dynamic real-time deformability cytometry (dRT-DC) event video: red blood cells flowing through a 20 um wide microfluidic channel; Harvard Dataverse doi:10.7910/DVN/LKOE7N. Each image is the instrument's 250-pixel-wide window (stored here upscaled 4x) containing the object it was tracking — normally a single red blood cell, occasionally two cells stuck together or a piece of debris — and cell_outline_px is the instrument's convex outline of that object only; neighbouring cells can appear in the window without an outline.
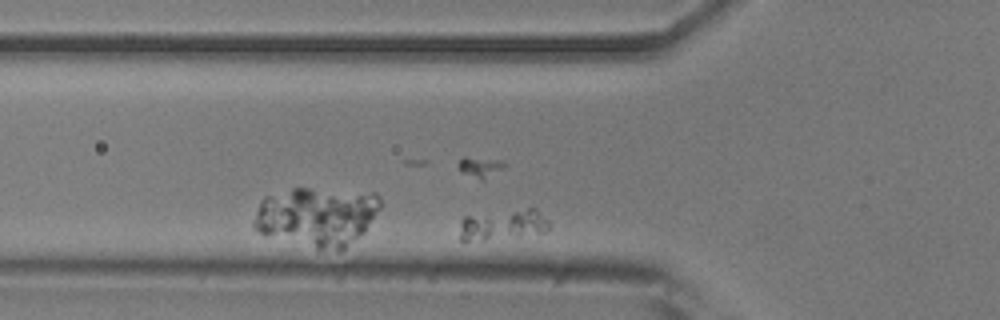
{"species": "common noctule bat (a hibernating species)", "species_latin": "Nyctalus noctula", "temperature_condition": "room temperature", "stored_images_in_passage": 33, "camera_frame_rate_fps": 3000, "um_per_image_px": 0.085, "animal": {"sex": "male", "body_mass_g": 20.5, "forearm_length_mm": 52.5}, "frame": {"image": 1, "passage_image": 3, "time_ms": 0.667, "image_size_px": [1000, 320], "cell_outline_px": [[548, 228], [544, 232], [464, 244], [460, 240], [460, 220], [464, 216], [528, 208], [536, 208], [548, 220]], "centroid_in_image_um": [42.66, 19.13], "position_along_channel_um": 83.1, "area_um2": 16.3}}
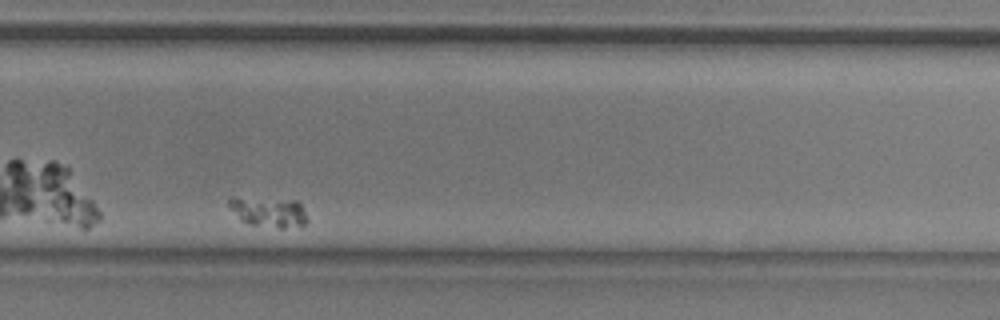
{"frame": {"image": 2, "passage_image": 25, "time_ms": 8.0, "image_size_px": [1000, 320], "cell_outline_px": [[308, 220], [304, 224], [284, 228], [280, 228], [252, 224], [240, 220], [228, 208], [228, 196], [236, 196], [296, 200], [300, 204]], "centroid_in_image_um": [22.75, 17.97], "position_along_channel_um": 307.0, "area_um2": 13.93}}
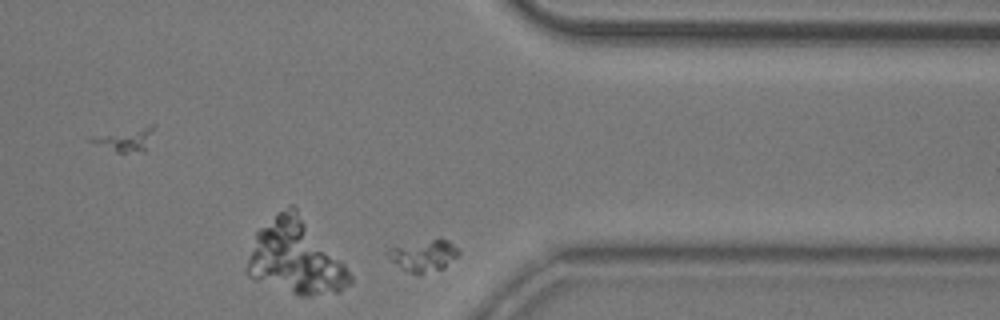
{"frame": {"image": 3, "passage_image": 32, "time_ms": 10.333, "image_size_px": [1000, 320], "cell_outline_px": [[460, 256], [444, 268], [416, 276], [408, 272], [392, 260], [384, 252], [388, 248], [432, 240], [448, 240], [460, 252]], "centroid_in_image_um": [36.03, 21.77], "position_along_channel_um": 375.4, "area_um2": 12.83}}